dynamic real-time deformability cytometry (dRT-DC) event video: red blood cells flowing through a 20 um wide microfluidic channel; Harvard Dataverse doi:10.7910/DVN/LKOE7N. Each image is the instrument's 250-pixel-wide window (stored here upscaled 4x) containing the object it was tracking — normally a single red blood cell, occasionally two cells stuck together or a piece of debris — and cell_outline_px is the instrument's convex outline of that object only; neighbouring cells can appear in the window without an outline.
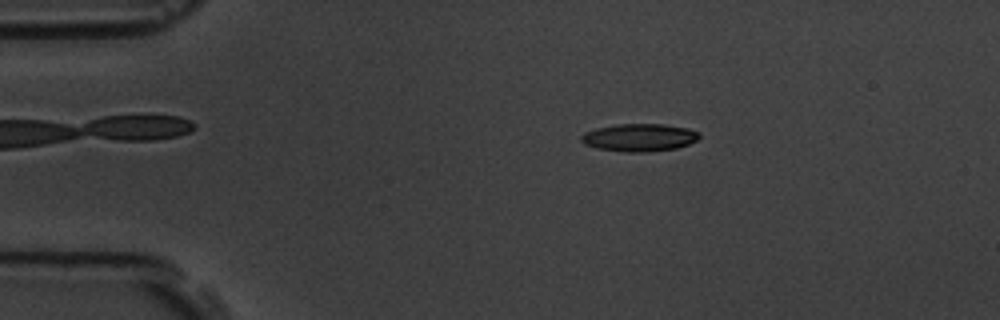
{"species": "common noctule bat (a hibernating species)", "species_latin": "Nyctalus noctula", "temperature_condition": "room temperature", "stored_images_in_passage": 56, "camera_frame_rate_fps": 3000, "um_per_image_px": 0.085, "animal": {"sex": "male", "body_mass_g": 19.5, "forearm_length_mm": 54.6}, "frame": {"image": 1, "passage_image": 10, "time_ms": 3.0, "image_size_px": [1000, 320], "cell_outline_px": [[700, 136], [696, 140], [688, 144], [676, 148], [648, 152], [624, 152], [596, 148], [584, 144], [580, 140], [580, 136], [584, 132], [596, 128], [616, 124], [664, 124], [688, 128], [700, 132]], "centroid_in_image_um": [54.32, 11.68], "position_along_channel_um": 30.7, "area_um2": 19.19}}
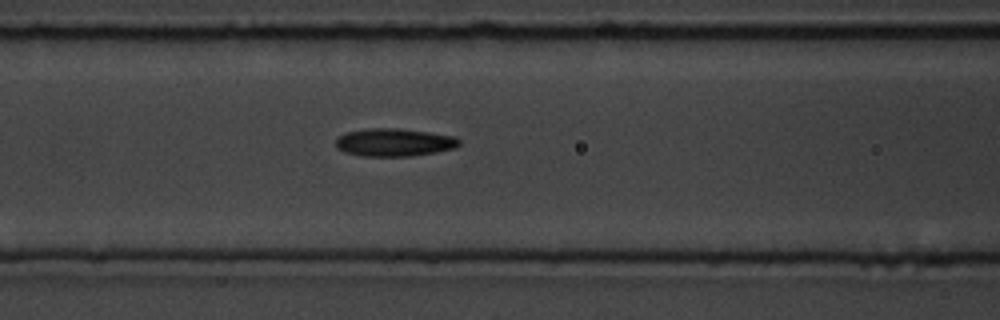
{"frame": {"image": 2, "passage_image": 23, "time_ms": 7.333, "image_size_px": [1000, 320], "cell_outline_px": [[460, 144], [456, 148], [436, 152], [412, 156], [364, 156], [344, 152], [336, 148], [336, 136], [348, 132], [368, 128], [400, 128], [456, 136], [460, 140]], "centroid_in_image_um": [33.51, 12.1], "position_along_channel_um": 133.1, "area_um2": 20.23}}
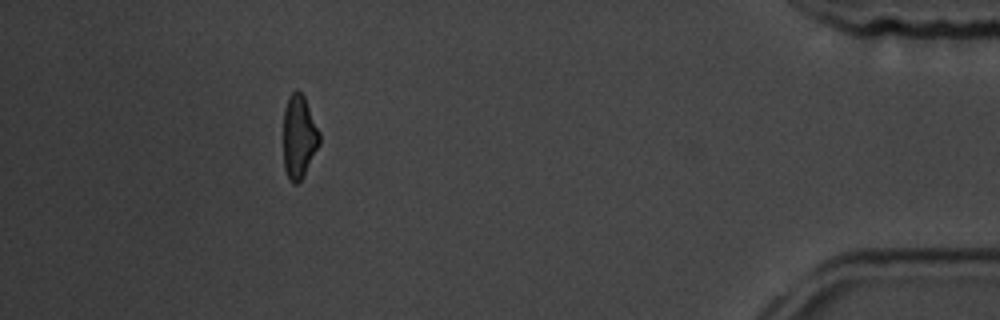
{"frame": {"image": 3, "passage_image": 51, "time_ms": 16.667, "image_size_px": [1000, 320], "cell_outline_px": [[320, 144], [300, 180], [296, 184], [292, 184], [284, 168], [284, 108], [288, 96], [296, 88], [304, 96], [320, 132]], "centroid_in_image_um": [25.41, 11.58], "position_along_channel_um": 409.8, "area_um2": 17.4}, "authors_computed_cell_mechanics": {"area_um2": 18.9584, "velocity_mm_per_s": 3.58, "shape_relaxation_time_tau1_ms": 4.1045, "shape_relaxation_time_tau2_ms": 6.8789, "deformation_change_tau1": 0.1463, "deformation_change_tau2": 0.1426}}